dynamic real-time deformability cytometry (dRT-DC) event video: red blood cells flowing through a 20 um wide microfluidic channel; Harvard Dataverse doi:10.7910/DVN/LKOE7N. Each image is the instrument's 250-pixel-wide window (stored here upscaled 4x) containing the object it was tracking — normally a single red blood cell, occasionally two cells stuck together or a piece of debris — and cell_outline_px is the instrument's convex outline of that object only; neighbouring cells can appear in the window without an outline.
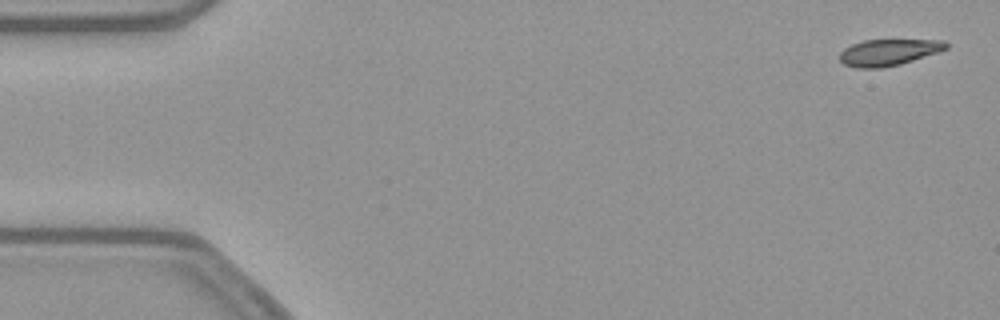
{"species": "common noctule bat (a hibernating species)", "species_latin": "Nyctalus noctula", "temperature_condition": "warm", "stored_images_in_passage": 10, "camera_frame_rate_fps": 3000, "um_per_image_px": 0.085, "animal": {"sex": "female", "body_mass_g": 21.9}, "frame": {"image": 1, "passage_image": 2, "time_ms": 0.333, "image_size_px": [1000, 320], "cell_outline_px": [[948, 48], [940, 52], [900, 64], [880, 68], [856, 68], [844, 64], [840, 60], [840, 52], [844, 48], [852, 44], [864, 40], [944, 40], [948, 44]], "centroid_in_image_um": [75.54, 4.45], "position_along_channel_um": 9.5, "area_um2": 16.42}}